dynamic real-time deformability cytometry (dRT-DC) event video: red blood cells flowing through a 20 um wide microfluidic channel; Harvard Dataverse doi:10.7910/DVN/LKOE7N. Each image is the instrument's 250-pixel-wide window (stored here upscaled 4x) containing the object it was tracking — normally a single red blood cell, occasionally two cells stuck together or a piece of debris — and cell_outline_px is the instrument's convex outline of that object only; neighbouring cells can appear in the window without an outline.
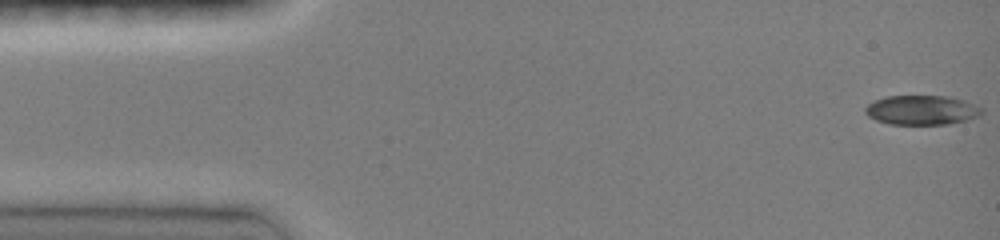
{"species": "common noctule bat (a hibernating species)", "species_latin": "Nyctalus noctula", "temperature_condition": "room temperature", "stored_images_in_passage": 47, "camera_frame_rate_fps": 3000, "um_per_image_px": 0.085, "animal": {"sex": "female", "body_mass_g": 19.0, "forearm_length_mm": 51.5}, "frame": {"image": 1, "passage_image": 1, "time_ms": 0.0, "image_size_px": [1000, 240], "cell_outline_px": [[984, 112], [968, 120], [948, 124], [888, 124], [876, 120], [868, 116], [864, 112], [864, 108], [868, 104], [884, 96], [948, 96], [964, 100], [980, 108]], "centroid_in_image_um": [78.31, 9.36], "position_along_channel_um": 6.7, "area_um2": 19.94}}
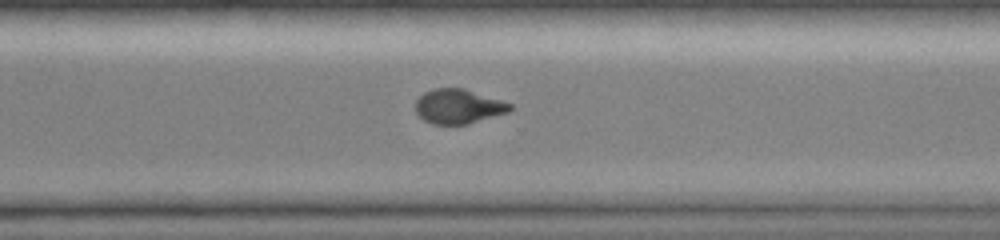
{"frame": {"image": 2, "passage_image": 34, "time_ms": 11.0, "image_size_px": [1000, 240], "cell_outline_px": [[512, 108], [508, 112], [468, 124], [432, 124], [424, 120], [416, 112], [416, 100], [424, 92], [432, 88], [464, 88], [512, 104]], "centroid_in_image_um": [38.94, 9.04], "position_along_channel_um": 331.7, "area_um2": 18.9}}
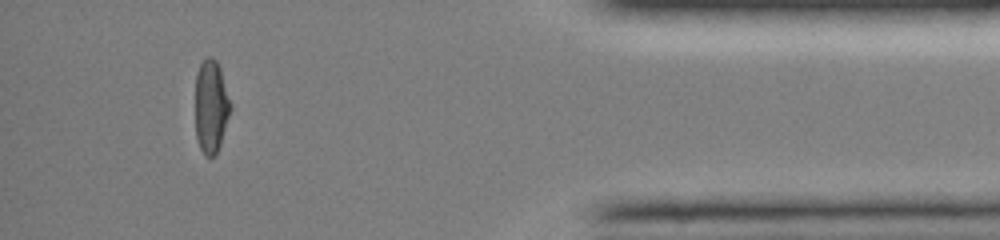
{"frame": {"image": 3, "passage_image": 43, "time_ms": 14.0, "image_size_px": [1000, 240], "cell_outline_px": [[232, 108], [216, 156], [204, 156], [200, 148], [196, 136], [196, 72], [200, 64], [208, 56], [212, 56], [216, 60], [220, 68], [232, 104]], "centroid_in_image_um": [17.95, 9.05], "position_along_channel_um": 417.2, "area_um2": 19.25}, "authors_computed_cell_mechanics": {"area_um2": 20.23, "velocity_mm_per_s": 4.0573, "shape_relaxation_time_tau1_ms": 7.722, "shape_relaxation_time_tau2_ms": 2.3012, "deformation_change_tau1": 0.2372, "deformation_change_tau2": 0.0469}}